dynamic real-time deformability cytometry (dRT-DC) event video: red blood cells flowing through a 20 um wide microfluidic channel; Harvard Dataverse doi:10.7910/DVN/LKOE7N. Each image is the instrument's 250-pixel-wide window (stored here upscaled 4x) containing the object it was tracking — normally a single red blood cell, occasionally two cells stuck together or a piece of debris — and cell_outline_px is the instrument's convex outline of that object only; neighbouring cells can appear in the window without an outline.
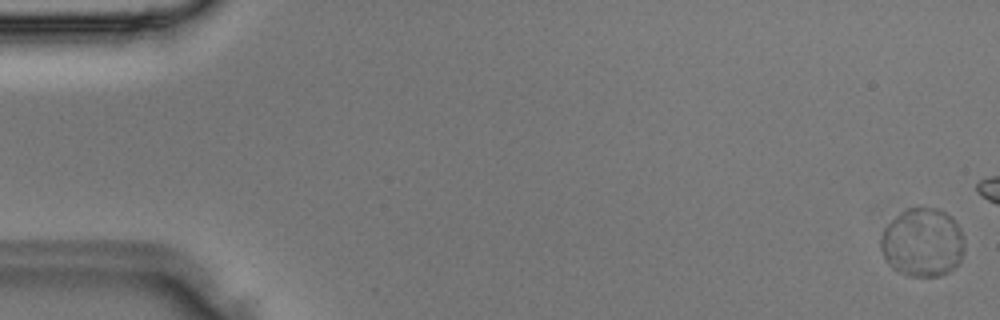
{"species": "Egyptian fruit bat (a non-hibernating species)", "species_latin": "Rousettus aegyptiacus", "temperature_condition": "room temperature", "stored_images_in_passage": 6, "camera_frame_rate_fps": 3000, "um_per_image_px": 0.085, "animal": {"sex": "male"}, "frame": {"image": 1, "passage_image": 1, "time_ms": 0.0, "image_size_px": [1000, 320], "cell_outline_px": [[964, 252], [960, 260], [948, 272], [940, 276], [912, 276], [900, 272], [892, 268], [888, 264], [880, 248], [880, 240], [884, 228], [900, 212], [908, 208], [936, 208], [952, 216], [956, 220], [964, 236]], "centroid_in_image_um": [78.43, 20.6], "position_along_channel_um": 6.6, "area_um2": 33.58}}
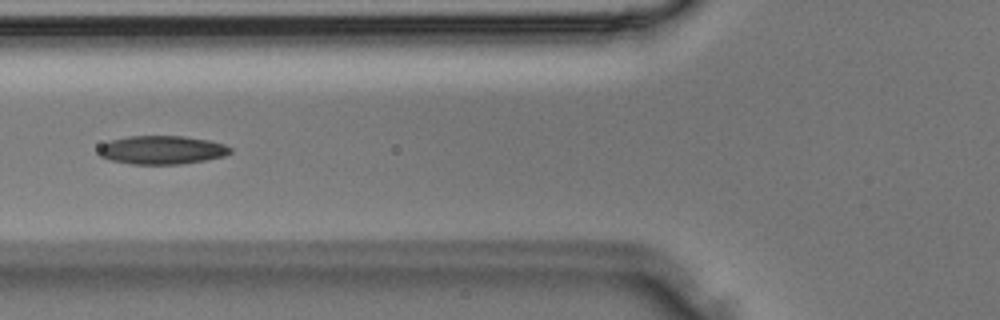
{"frame": {"image": 2, "passage_image": 6, "time_ms": 1.667, "image_size_px": [1000, 320], "cell_outline_px": [[232, 152], [224, 156], [204, 160], [180, 164], [132, 164], [112, 160], [100, 156], [96, 152], [104, 144], [112, 140], [128, 136], [184, 136], [208, 140], [224, 144], [232, 148]], "centroid_in_image_um": [13.78, 12.74], "position_along_channel_um": 112.0, "area_um2": 21.73}}